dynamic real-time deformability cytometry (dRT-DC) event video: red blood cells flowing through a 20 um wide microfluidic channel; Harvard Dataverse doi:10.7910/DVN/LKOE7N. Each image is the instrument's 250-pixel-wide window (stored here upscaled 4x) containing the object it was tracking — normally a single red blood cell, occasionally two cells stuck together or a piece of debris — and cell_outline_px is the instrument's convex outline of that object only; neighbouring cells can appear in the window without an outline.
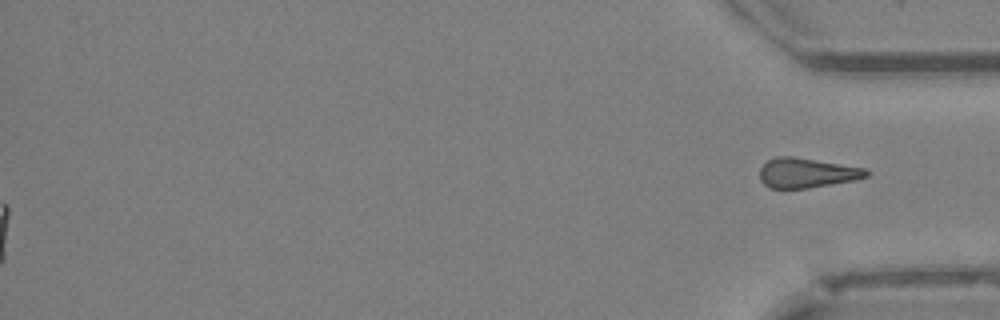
{"species": "Egyptian fruit bat (a non-hibernating species)", "species_latin": "Rousettus aegyptiacus", "temperature_condition": "cold", "stored_images_in_passage": 50, "segment_of_instrument_passage": [2, 2], "camera_frame_rate_fps": 3000, "um_per_image_px": 0.085, "animal": {"sex": "female"}, "frame": {"image": 1, "passage_image": 50, "time_ms": 16.333, "image_size_px": [1000, 320], "cell_outline_px": [[868, 176], [856, 180], [808, 188], [768, 188], [760, 180], [760, 168], [768, 160], [776, 156], [792, 156], [868, 168]], "centroid_in_image_um": [68.59, 14.69], "position_along_channel_um": 366.6, "area_um2": 18.61}}